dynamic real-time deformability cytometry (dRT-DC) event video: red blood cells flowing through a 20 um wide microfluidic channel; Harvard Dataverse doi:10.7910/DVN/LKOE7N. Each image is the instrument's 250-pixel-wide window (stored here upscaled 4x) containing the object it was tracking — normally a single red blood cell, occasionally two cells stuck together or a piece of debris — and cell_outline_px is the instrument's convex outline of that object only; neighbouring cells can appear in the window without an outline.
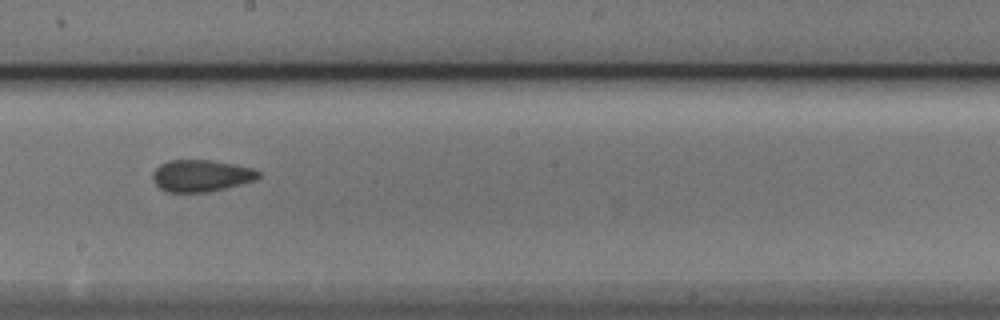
{"species": "Egyptian fruit bat (a non-hibernating species)", "species_latin": "Rousettus aegyptiacus", "temperature_condition": "cold", "stored_images_in_passage": 10, "camera_frame_rate_fps": 3000, "um_per_image_px": 0.085, "animal": {"sex": "male"}, "frame": {"image": 1, "passage_image": 9, "time_ms": 9.333, "image_size_px": [1000, 320], "cell_outline_px": [[260, 176], [256, 180], [208, 192], [168, 192], [160, 188], [156, 184], [152, 176], [152, 172], [160, 164], [168, 160], [208, 160], [232, 164], [252, 168], [260, 172]], "centroid_in_image_um": [17.08, 14.93], "position_along_channel_um": 231.1, "area_um2": 19.48}}
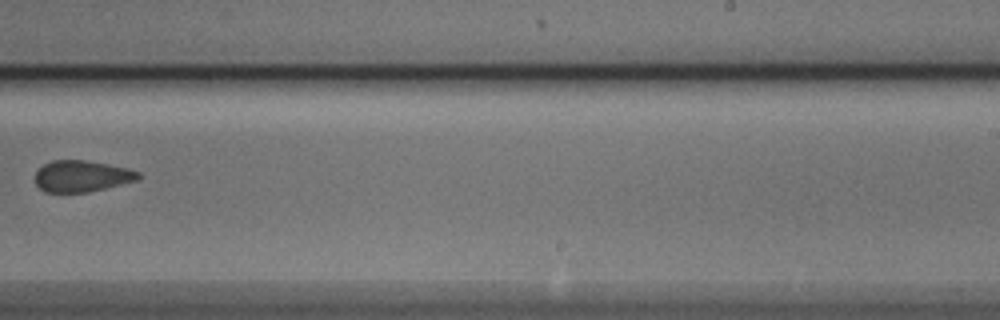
{"frame": {"image": 2, "passage_image": 10, "time_ms": 10.667, "image_size_px": [1000, 320], "cell_outline_px": [[140, 176], [136, 180], [88, 192], [44, 192], [36, 184], [36, 172], [44, 164], [52, 160], [84, 160], [108, 164], [128, 168], [140, 172]], "centroid_in_image_um": [6.94, 14.97], "position_along_channel_um": 282.1, "area_um2": 18.67}}